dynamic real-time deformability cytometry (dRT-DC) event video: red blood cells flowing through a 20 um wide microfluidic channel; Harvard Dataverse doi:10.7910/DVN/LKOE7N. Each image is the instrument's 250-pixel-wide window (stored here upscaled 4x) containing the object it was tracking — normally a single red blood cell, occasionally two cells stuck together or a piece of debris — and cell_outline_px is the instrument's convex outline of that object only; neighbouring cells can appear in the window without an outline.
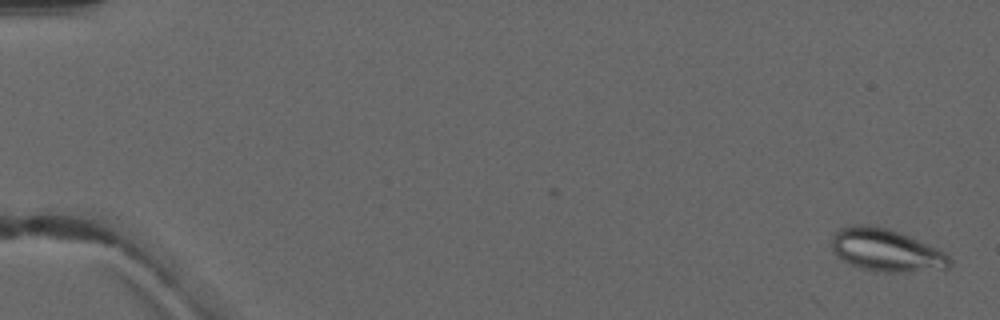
{"species": "common noctule bat (a hibernating species)", "species_latin": "Nyctalus noctula", "temperature_condition": "warm", "stored_images_in_passage": 6, "camera_frame_rate_fps": 3000, "um_per_image_px": 0.085, "animal": {"sex": "male", "forearm_length_mm": 52.5}, "frame": {"image": 1, "passage_image": 1, "time_ms": 0.0, "image_size_px": [1000, 320], "cell_outline_px": [[952, 264], [948, 268], [908, 272], [876, 272], [860, 268], [836, 256], [832, 248], [832, 240], [836, 232], [840, 228], [848, 224], [868, 224], [888, 228], [900, 232], [936, 248], [944, 252], [952, 260]], "centroid_in_image_um": [75.32, 21.26], "position_along_channel_um": 9.7, "area_um2": 29.36}}